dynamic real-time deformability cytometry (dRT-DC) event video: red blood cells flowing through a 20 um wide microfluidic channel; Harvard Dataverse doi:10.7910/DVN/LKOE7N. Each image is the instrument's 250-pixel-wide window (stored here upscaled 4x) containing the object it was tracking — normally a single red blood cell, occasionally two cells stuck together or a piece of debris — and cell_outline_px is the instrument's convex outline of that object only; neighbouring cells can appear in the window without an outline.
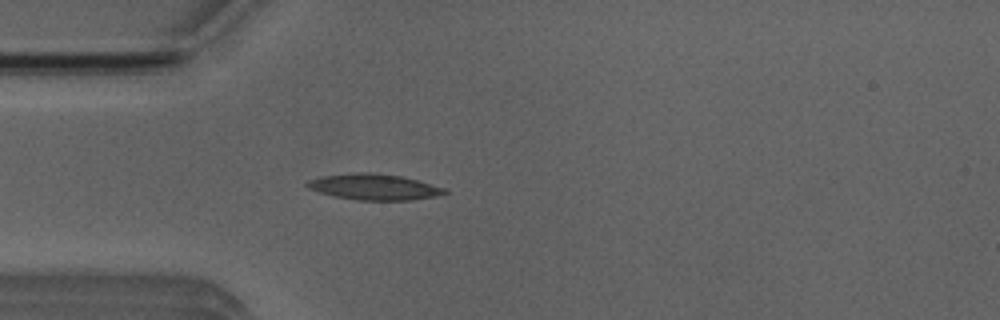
{"species": "Egyptian fruit bat (a non-hibernating species)", "species_latin": "Rousettus aegyptiacus", "temperature_condition": "room temperature", "stored_images_in_passage": 5, "camera_frame_rate_fps": 3000, "um_per_image_px": 0.085, "animal": {"sex": "male"}, "frame": {"image": 1, "passage_image": 4, "time_ms": 3.667, "image_size_px": [1000, 320], "cell_outline_px": [[448, 192], [436, 196], [412, 200], [356, 200], [332, 196], [308, 188], [304, 184], [308, 180], [320, 176], [356, 172], [368, 172], [400, 176], [448, 188]], "centroid_in_image_um": [31.78, 15.89], "position_along_channel_um": 53.2, "area_um2": 20.87}}